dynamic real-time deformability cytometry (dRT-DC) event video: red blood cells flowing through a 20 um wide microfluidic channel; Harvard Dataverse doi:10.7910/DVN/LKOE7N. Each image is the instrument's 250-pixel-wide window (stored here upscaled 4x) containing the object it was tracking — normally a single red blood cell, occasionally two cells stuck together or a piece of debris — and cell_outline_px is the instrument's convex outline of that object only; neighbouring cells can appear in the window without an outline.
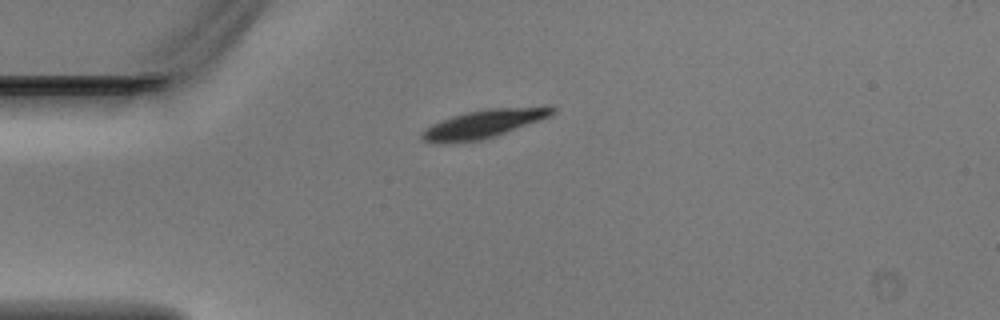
{"species": "Egyptian fruit bat (a non-hibernating species)", "species_latin": "Rousettus aegyptiacus", "temperature_condition": "warm", "stored_images_in_passage": 4, "camera_frame_rate_fps": 3000, "um_per_image_px": 0.085, "animal": {"sex": "male"}, "frame": {"image": 1, "passage_image": 4, "time_ms": 1.0, "image_size_px": [1000, 320], "cell_outline_px": [[556, 112], [552, 116], [496, 136], [484, 140], [452, 144], [424, 140], [420, 136], [424, 128], [440, 120], [464, 112], [488, 108], [544, 104], [552, 104], [556, 108]], "centroid_in_image_um": [41.25, 10.48], "position_along_channel_um": 43.8, "area_um2": 22.48}}